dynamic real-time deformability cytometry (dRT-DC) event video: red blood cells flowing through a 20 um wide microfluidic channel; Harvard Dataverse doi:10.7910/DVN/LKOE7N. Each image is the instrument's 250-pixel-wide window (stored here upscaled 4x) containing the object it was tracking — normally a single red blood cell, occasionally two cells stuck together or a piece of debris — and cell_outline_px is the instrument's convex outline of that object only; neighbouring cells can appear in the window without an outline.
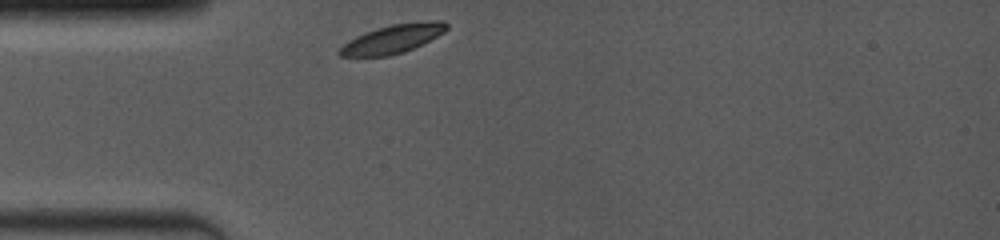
{"species": "common noctule bat (a hibernating species)", "species_latin": "Nyctalus noctula", "temperature_condition": "room temperature", "stored_images_in_passage": 39, "camera_frame_rate_fps": 4000, "um_per_image_px": 0.085, "animal": {"sex": "female", "body_mass_g": 19.0, "forearm_length_mm": 53.3}, "frame": {"image": 1, "passage_image": 1, "time_ms": 0.0, "image_size_px": [1000, 240], "cell_outline_px": [[448, 28], [444, 32], [404, 52], [388, 56], [340, 56], [336, 52], [348, 40], [356, 36], [376, 28], [392, 24], [432, 20], [444, 20], [448, 24]], "centroid_in_image_um": [33.37, 3.29], "position_along_channel_um": 51.6, "area_um2": 17.69}}
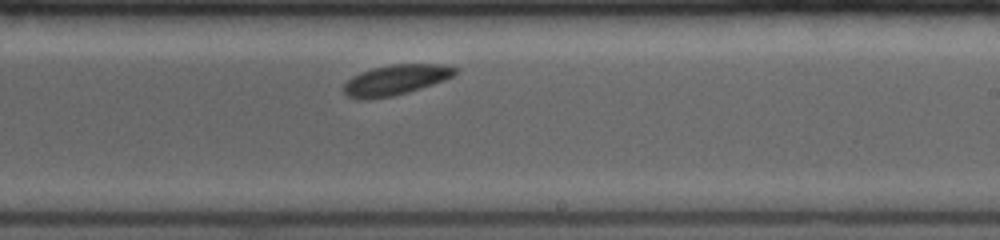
{"frame": {"image": 2, "passage_image": 23, "time_ms": 5.5, "image_size_px": [1000, 240], "cell_outline_px": [[456, 72], [452, 76], [444, 80], [408, 92], [392, 96], [368, 100], [360, 100], [348, 96], [344, 92], [344, 84], [352, 76], [360, 72], [372, 68], [392, 64], [440, 64], [456, 68]], "centroid_in_image_um": [33.58, 6.8], "position_along_channel_um": 255.4, "area_um2": 19.54}}
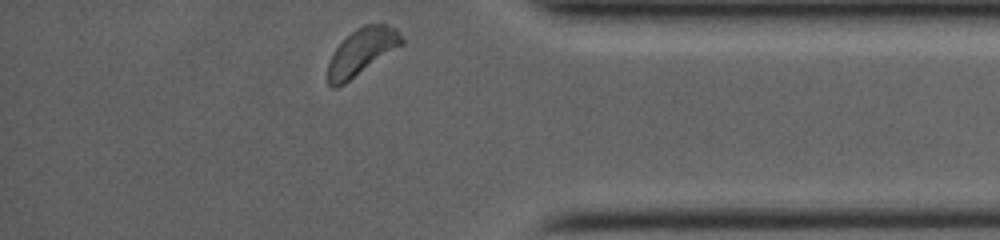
{"frame": {"image": 3, "passage_image": 39, "time_ms": 9.5, "image_size_px": [1000, 240], "cell_outline_px": [[404, 44], [344, 84], [336, 88], [332, 88], [328, 84], [328, 64], [336, 48], [356, 28], [364, 24], [388, 24], [396, 28], [404, 40]], "centroid_in_image_um": [30.77, 4.4], "position_along_channel_um": 404.4, "area_um2": 19.88}, "authors_computed_cell_mechanics": {"area_um2": 19.1896, "velocity_mm_per_s": 3.8946, "shape_relaxation_time_tau1_ms": null, "shape_relaxation_time_tau2_ms": 1.4426, "deformation_change_tau1": null, "deformation_change_tau2": 0.0416}}